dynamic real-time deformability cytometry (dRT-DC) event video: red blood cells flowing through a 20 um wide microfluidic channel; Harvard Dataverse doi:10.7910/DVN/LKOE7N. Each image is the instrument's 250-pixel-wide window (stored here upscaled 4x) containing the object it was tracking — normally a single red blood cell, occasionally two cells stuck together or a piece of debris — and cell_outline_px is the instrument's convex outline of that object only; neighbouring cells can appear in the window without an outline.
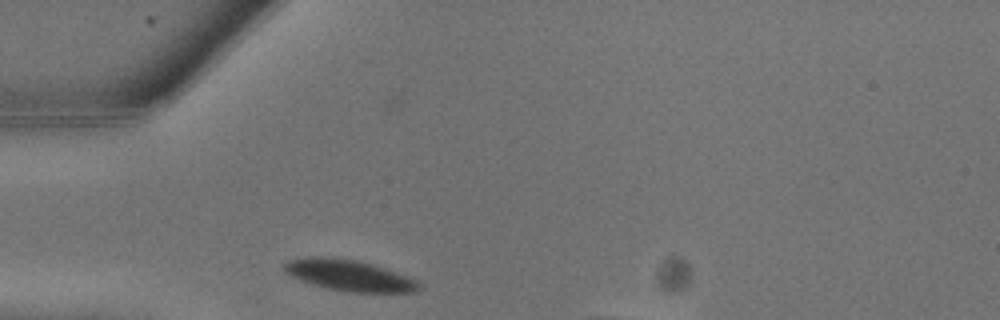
{"species": "common noctule bat (a hibernating species)", "species_latin": "Nyctalus noctula", "temperature_condition": "warm", "stored_images_in_passage": 4, "camera_frame_rate_fps": 3000, "um_per_image_px": 0.085, "animal": {"sex": "male", "body_mass_g": 13.3}, "frame": {"image": 1, "passage_image": 1, "time_ms": 0.0, "image_size_px": [1000, 320], "cell_outline_px": [[420, 288], [416, 292], [348, 292], [324, 288], [300, 280], [284, 272], [280, 268], [288, 260], [308, 256], [320, 256], [356, 260], [372, 264], [384, 268], [416, 280], [420, 284]], "centroid_in_image_um": [29.6, 23.4], "position_along_channel_um": 55.4, "area_um2": 24.39}}